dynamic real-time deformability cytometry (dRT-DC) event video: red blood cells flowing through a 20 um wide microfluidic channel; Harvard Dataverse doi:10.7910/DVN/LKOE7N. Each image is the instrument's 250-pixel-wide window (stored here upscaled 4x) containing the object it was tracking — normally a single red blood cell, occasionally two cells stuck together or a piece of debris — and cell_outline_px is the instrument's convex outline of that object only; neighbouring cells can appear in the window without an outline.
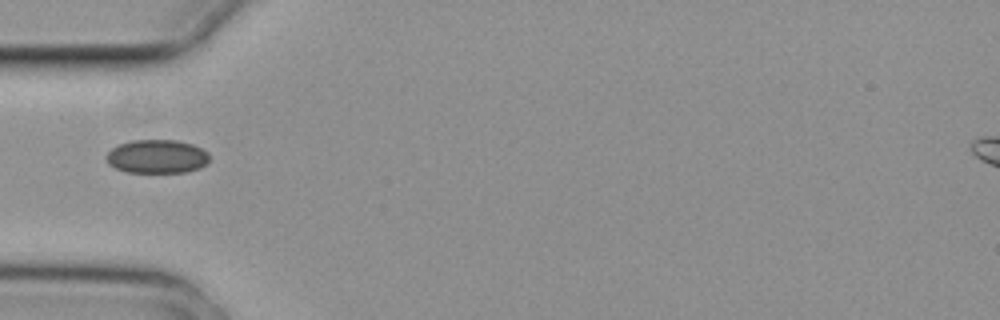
{"species": "common noctule bat (a hibernating species)", "species_latin": "Nyctalus noctula", "temperature_condition": "cold", "stored_images_in_passage": 2, "camera_frame_rate_fps": 3000, "um_per_image_px": 0.085, "animal": {"sex": "female", "body_mass_g": 29.2, "forearm_length_mm": 56.3}, "frame": {"image": 1, "passage_image": 2, "time_ms": 0.333, "image_size_px": [1000, 320], "cell_outline_px": [[208, 160], [200, 168], [188, 172], [128, 172], [116, 168], [108, 164], [108, 152], [112, 148], [120, 144], [132, 140], [176, 140], [192, 144], [208, 152]], "centroid_in_image_um": [13.35, 13.3], "position_along_channel_um": 71.6, "area_um2": 20.0}}